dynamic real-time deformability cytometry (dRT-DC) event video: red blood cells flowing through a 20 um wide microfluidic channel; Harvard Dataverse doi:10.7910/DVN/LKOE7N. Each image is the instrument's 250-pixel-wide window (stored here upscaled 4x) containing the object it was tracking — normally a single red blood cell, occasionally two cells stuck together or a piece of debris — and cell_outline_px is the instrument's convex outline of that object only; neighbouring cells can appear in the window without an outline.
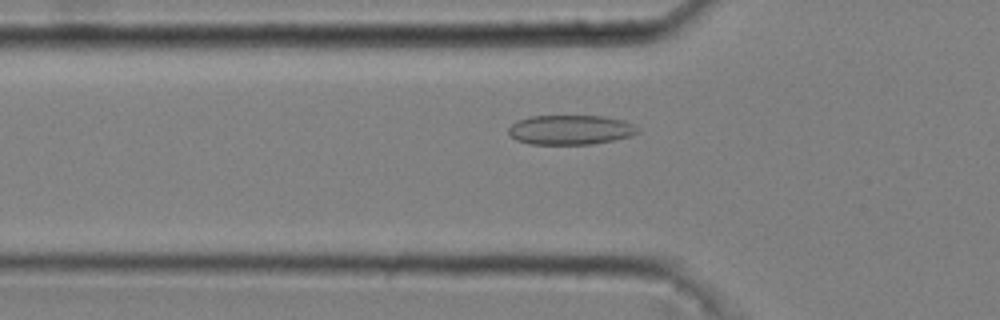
{"species": "common noctule bat (a hibernating species)", "species_latin": "Nyctalus noctula", "temperature_condition": "cold", "stored_images_in_passage": 46, "camera_frame_rate_fps": 3000, "um_per_image_px": 0.085, "animal": {"sex": "male", "body_mass_g": 20.4}, "frame": {"image": 1, "passage_image": 17, "time_ms": 5.333, "image_size_px": [1000, 320], "cell_outline_px": [[640, 132], [632, 136], [616, 140], [592, 144], [528, 144], [516, 140], [508, 132], [508, 128], [516, 120], [528, 116], [604, 116], [624, 120], [640, 128]], "centroid_in_image_um": [48.51, 11.03], "position_along_channel_um": 77.3, "area_um2": 22.6}}
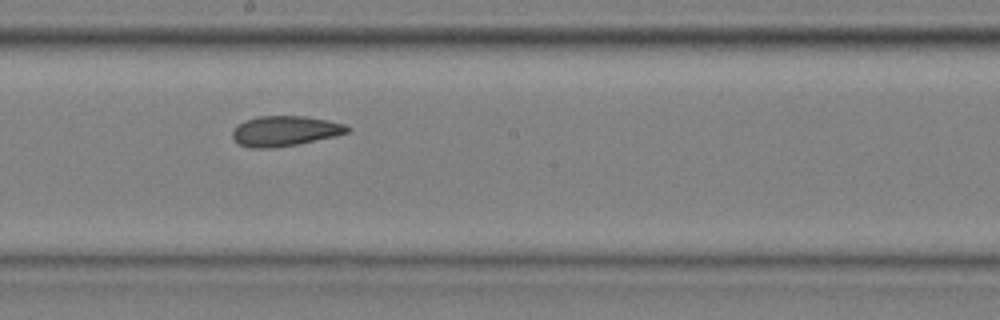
{"frame": {"image": 2, "passage_image": 29, "time_ms": 9.333, "image_size_px": [1000, 320], "cell_outline_px": [[352, 128], [348, 132], [336, 136], [296, 144], [272, 148], [248, 148], [240, 144], [232, 136], [232, 132], [244, 120], [256, 116], [308, 116], [344, 124]], "centroid_in_image_um": [24.23, 11.13], "position_along_channel_um": 224.0, "area_um2": 20.11}}
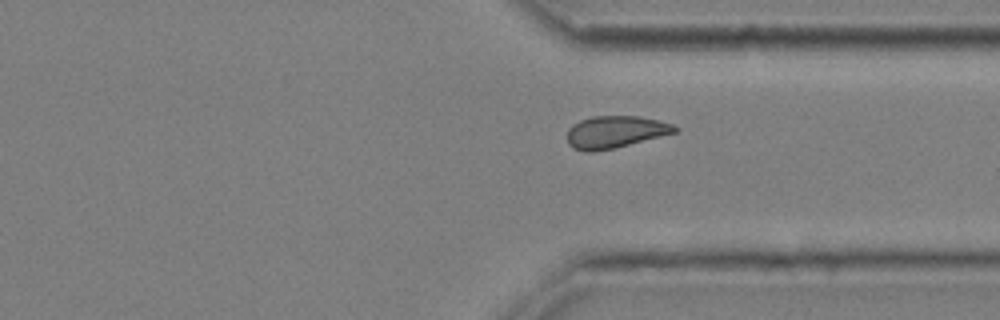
{"frame": {"image": 3, "passage_image": 40, "time_ms": 13.0, "image_size_px": [1000, 320], "cell_outline_px": [[680, 128], [676, 132], [616, 148], [592, 152], [584, 152], [572, 148], [568, 144], [568, 128], [572, 124], [580, 120], [592, 116], [640, 116], [672, 124]], "centroid_in_image_um": [52.26, 11.22], "position_along_channel_um": 359.1, "area_um2": 20.29}, "authors_computed_cell_mechanics": {"area_um2": 20.5479, "velocity_mm_per_s": 3.6643, "shape_relaxation_time_tau1_ms": 10.9845, "shape_relaxation_time_tau2_ms": 2.6404, "deformation_change_tau1": 0.14, "deformation_change_tau2": 0.073}}